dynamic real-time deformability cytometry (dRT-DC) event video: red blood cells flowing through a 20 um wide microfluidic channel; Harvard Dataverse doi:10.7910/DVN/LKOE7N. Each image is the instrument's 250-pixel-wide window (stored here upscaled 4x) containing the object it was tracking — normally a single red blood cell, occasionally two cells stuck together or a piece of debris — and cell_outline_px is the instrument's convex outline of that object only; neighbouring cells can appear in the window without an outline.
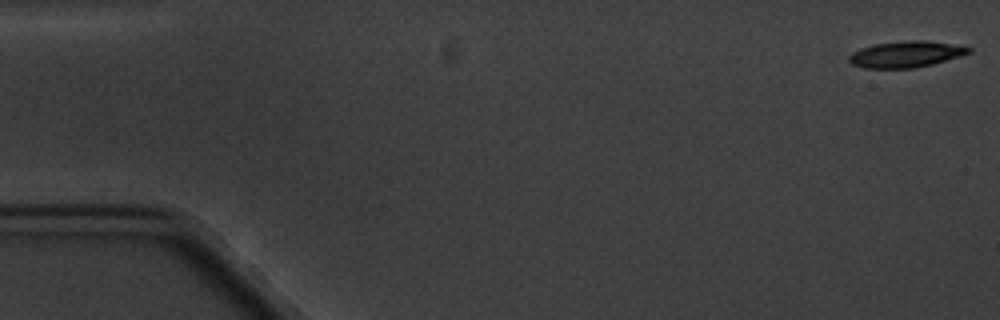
{"species": "common noctule bat (a hibernating species)", "species_latin": "Nyctalus noctula", "temperature_condition": "cold", "stored_images_in_passage": 7, "camera_frame_rate_fps": 3000, "um_per_image_px": 0.085, "animal": {"sex": "male", "body_mass_g": 20.1, "forearm_length_mm": 53.5}, "frame": {"image": 1, "passage_image": 1, "time_ms": 0.0, "image_size_px": [1000, 320], "cell_outline_px": [[972, 52], [960, 56], [932, 64], [916, 68], [864, 68], [852, 64], [848, 60], [848, 56], [852, 52], [860, 48], [876, 44], [908, 40], [928, 40], [964, 44], [972, 48]], "centroid_in_image_um": [77.08, 4.59], "position_along_channel_um": 7.9, "area_um2": 18.67}}
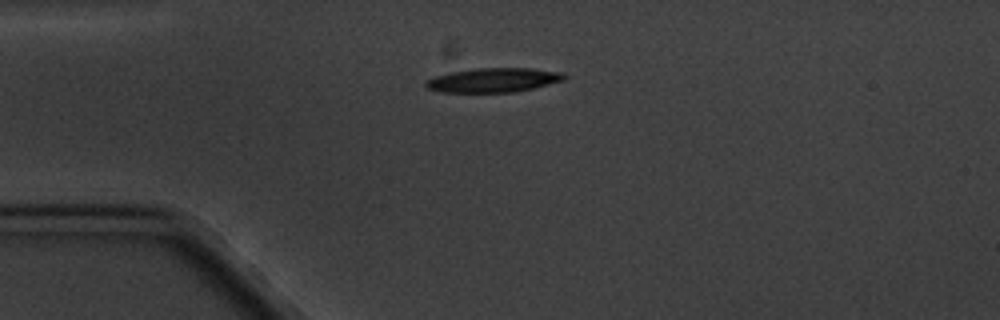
{"frame": {"image": 2, "passage_image": 4, "time_ms": 4.333, "image_size_px": [1000, 320], "cell_outline_px": [[568, 76], [564, 80], [516, 92], [440, 92], [428, 88], [424, 84], [428, 80], [436, 76], [452, 72], [476, 68], [532, 68], [560, 72]], "centroid_in_image_um": [41.96, 6.81], "position_along_channel_um": 43.0, "area_um2": 19.36}}